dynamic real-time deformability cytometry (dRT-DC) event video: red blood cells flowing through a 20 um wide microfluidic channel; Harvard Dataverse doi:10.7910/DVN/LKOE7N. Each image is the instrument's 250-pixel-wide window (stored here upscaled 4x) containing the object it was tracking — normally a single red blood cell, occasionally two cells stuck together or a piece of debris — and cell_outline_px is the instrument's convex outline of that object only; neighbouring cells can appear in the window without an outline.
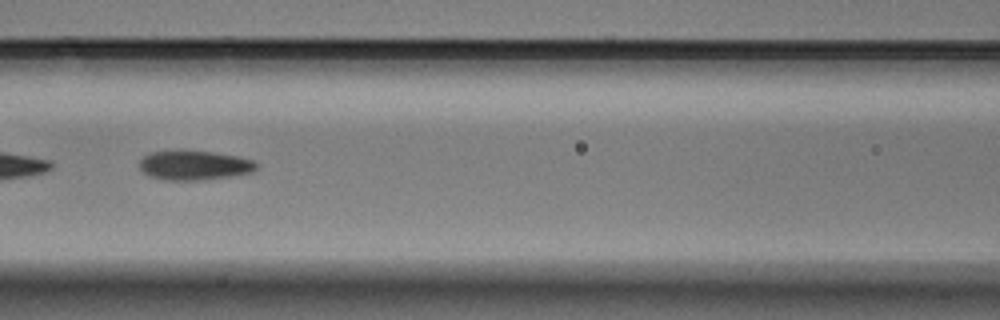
{"species": "Egyptian fruit bat (a non-hibernating species)", "species_latin": "Rousettus aegyptiacus", "temperature_condition": "warm", "stored_images_in_passage": 57, "segment_of_instrument_passage": [2, 2], "camera_frame_rate_fps": 3000, "um_per_image_px": 0.085, "animal": {"sex": "male"}, "frame": {"image": 1, "passage_image": 25, "time_ms": 8.0, "image_size_px": [1000, 320], "cell_outline_px": [[260, 164], [252, 172], [232, 176], [200, 180], [164, 180], [148, 176], [140, 168], [140, 160], [148, 152], [212, 152], [236, 156], [252, 160]], "centroid_in_image_um": [16.53, 14.07], "position_along_channel_um": 150.1, "area_um2": 19.71}}
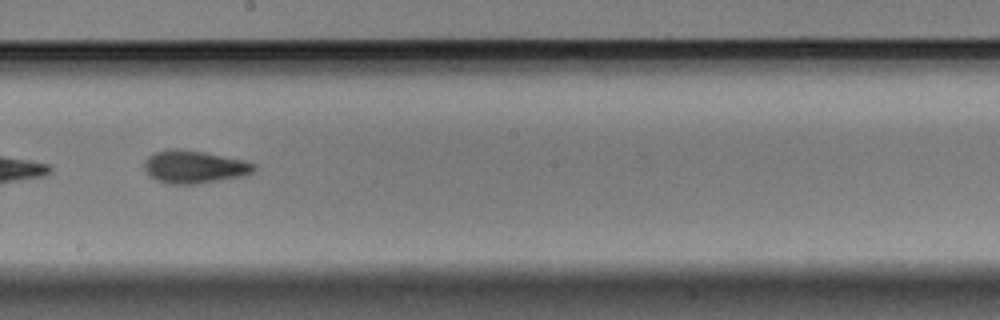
{"frame": {"image": 2, "passage_image": 32, "time_ms": 10.333, "image_size_px": [1000, 320], "cell_outline_px": [[256, 172], [244, 176], [196, 184], [164, 184], [148, 176], [144, 168], [144, 164], [148, 156], [152, 152], [172, 148], [180, 148], [204, 152], [244, 160], [256, 164]], "centroid_in_image_um": [16.5, 14.18], "position_along_channel_um": 231.7, "area_um2": 21.39}}
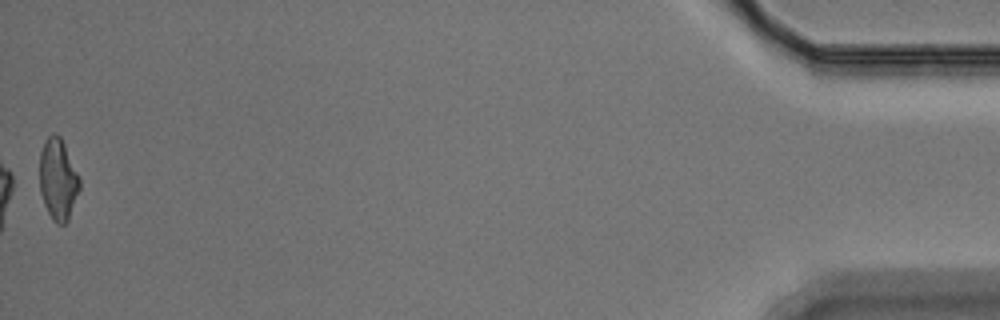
{"frame": {"image": 3, "passage_image": 57, "time_ms": 18.667, "image_size_px": [1000, 320], "cell_outline_px": [[80, 188], [68, 220], [64, 224], [56, 224], [52, 220], [44, 204], [40, 192], [40, 152], [48, 136], [52, 132], [56, 132], [60, 136], [64, 144], [80, 180]], "centroid_in_image_um": [4.92, 15.25], "position_along_channel_um": 430.3, "area_um2": 18.79}}